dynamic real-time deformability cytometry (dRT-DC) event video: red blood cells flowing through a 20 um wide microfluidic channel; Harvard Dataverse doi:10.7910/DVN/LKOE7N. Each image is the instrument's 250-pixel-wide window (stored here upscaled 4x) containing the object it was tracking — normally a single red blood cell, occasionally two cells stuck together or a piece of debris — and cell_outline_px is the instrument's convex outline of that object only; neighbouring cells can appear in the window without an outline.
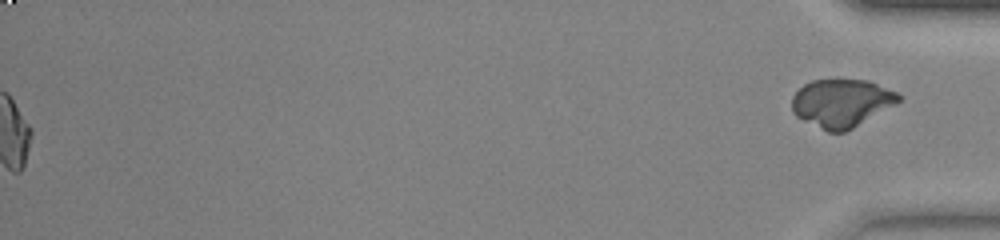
{"species": "common noctule bat (a hibernating species)", "species_latin": "Nyctalus noctula", "temperature_condition": "warm", "stored_images_in_passage": 53, "segment_of_instrument_passage": [2, 2], "camera_frame_rate_fps": 3000, "um_per_image_px": 0.085, "animal": {"sex": "female", "body_mass_g": 23.0, "forearm_length_mm": 53.4}, "frame": {"image": 1, "passage_image": 53, "time_ms": 17.333, "image_size_px": [1000, 240], "cell_outline_px": [[900, 100], [896, 104], [852, 128], [844, 132], [828, 132], [796, 116], [792, 112], [792, 96], [804, 84], [812, 80], [868, 80], [896, 92], [900, 96]], "centroid_in_image_um": [71.51, 8.76], "position_along_channel_um": 363.7, "area_um2": 29.54}}